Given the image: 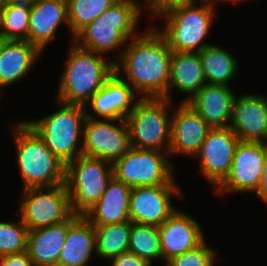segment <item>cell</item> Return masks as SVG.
I'll use <instances>...</instances> for the list:
<instances>
[{
    "mask_svg": "<svg viewBox=\"0 0 267 266\" xmlns=\"http://www.w3.org/2000/svg\"><path fill=\"white\" fill-rule=\"evenodd\" d=\"M126 45L114 60L115 73L125 72L126 82L141 98L166 99L172 51L165 38L152 27Z\"/></svg>",
    "mask_w": 267,
    "mask_h": 266,
    "instance_id": "obj_1",
    "label": "cell"
},
{
    "mask_svg": "<svg viewBox=\"0 0 267 266\" xmlns=\"http://www.w3.org/2000/svg\"><path fill=\"white\" fill-rule=\"evenodd\" d=\"M142 6L137 1L118 0L93 22L74 36V43L97 54L126 46L128 40L137 37Z\"/></svg>",
    "mask_w": 267,
    "mask_h": 266,
    "instance_id": "obj_2",
    "label": "cell"
},
{
    "mask_svg": "<svg viewBox=\"0 0 267 266\" xmlns=\"http://www.w3.org/2000/svg\"><path fill=\"white\" fill-rule=\"evenodd\" d=\"M12 131L24 189L65 183L66 164L51 152L26 121L17 122Z\"/></svg>",
    "mask_w": 267,
    "mask_h": 266,
    "instance_id": "obj_3",
    "label": "cell"
},
{
    "mask_svg": "<svg viewBox=\"0 0 267 266\" xmlns=\"http://www.w3.org/2000/svg\"><path fill=\"white\" fill-rule=\"evenodd\" d=\"M103 56L73 42L58 81L56 101L85 105L115 72L114 61L107 62Z\"/></svg>",
    "mask_w": 267,
    "mask_h": 266,
    "instance_id": "obj_4",
    "label": "cell"
},
{
    "mask_svg": "<svg viewBox=\"0 0 267 266\" xmlns=\"http://www.w3.org/2000/svg\"><path fill=\"white\" fill-rule=\"evenodd\" d=\"M197 1L174 6L159 15L166 19V26L164 30L156 29L165 38L172 52L198 53L211 45L203 41L213 22L212 16L215 13L213 5L216 1L199 0L201 3Z\"/></svg>",
    "mask_w": 267,
    "mask_h": 266,
    "instance_id": "obj_5",
    "label": "cell"
},
{
    "mask_svg": "<svg viewBox=\"0 0 267 266\" xmlns=\"http://www.w3.org/2000/svg\"><path fill=\"white\" fill-rule=\"evenodd\" d=\"M57 104L61 108L55 113L38 120H28L27 123L40 135L51 152L67 165L82 155V128L87 116L84 105L60 101Z\"/></svg>",
    "mask_w": 267,
    "mask_h": 266,
    "instance_id": "obj_6",
    "label": "cell"
},
{
    "mask_svg": "<svg viewBox=\"0 0 267 266\" xmlns=\"http://www.w3.org/2000/svg\"><path fill=\"white\" fill-rule=\"evenodd\" d=\"M171 103L165 98L139 97L126 118L131 147L169 152L171 117L168 110Z\"/></svg>",
    "mask_w": 267,
    "mask_h": 266,
    "instance_id": "obj_7",
    "label": "cell"
},
{
    "mask_svg": "<svg viewBox=\"0 0 267 266\" xmlns=\"http://www.w3.org/2000/svg\"><path fill=\"white\" fill-rule=\"evenodd\" d=\"M114 177L112 163L78 156L66 165V187L74 214L83 215L102 196Z\"/></svg>",
    "mask_w": 267,
    "mask_h": 266,
    "instance_id": "obj_8",
    "label": "cell"
},
{
    "mask_svg": "<svg viewBox=\"0 0 267 266\" xmlns=\"http://www.w3.org/2000/svg\"><path fill=\"white\" fill-rule=\"evenodd\" d=\"M169 152L131 147L113 164L114 177L133 187L177 185Z\"/></svg>",
    "mask_w": 267,
    "mask_h": 266,
    "instance_id": "obj_9",
    "label": "cell"
},
{
    "mask_svg": "<svg viewBox=\"0 0 267 266\" xmlns=\"http://www.w3.org/2000/svg\"><path fill=\"white\" fill-rule=\"evenodd\" d=\"M22 197L20 217L29 231L64 222L74 214L65 183L23 189Z\"/></svg>",
    "mask_w": 267,
    "mask_h": 266,
    "instance_id": "obj_10",
    "label": "cell"
},
{
    "mask_svg": "<svg viewBox=\"0 0 267 266\" xmlns=\"http://www.w3.org/2000/svg\"><path fill=\"white\" fill-rule=\"evenodd\" d=\"M115 121L119 123L115 125ZM83 129L82 155L103 159L113 164L131 148L126 119L87 117Z\"/></svg>",
    "mask_w": 267,
    "mask_h": 266,
    "instance_id": "obj_11",
    "label": "cell"
},
{
    "mask_svg": "<svg viewBox=\"0 0 267 266\" xmlns=\"http://www.w3.org/2000/svg\"><path fill=\"white\" fill-rule=\"evenodd\" d=\"M266 155L267 143L240 141L228 176L216 188L218 194L256 192Z\"/></svg>",
    "mask_w": 267,
    "mask_h": 266,
    "instance_id": "obj_12",
    "label": "cell"
},
{
    "mask_svg": "<svg viewBox=\"0 0 267 266\" xmlns=\"http://www.w3.org/2000/svg\"><path fill=\"white\" fill-rule=\"evenodd\" d=\"M240 139L229 128H211L195 158H199L201 175L214 187L228 176Z\"/></svg>",
    "mask_w": 267,
    "mask_h": 266,
    "instance_id": "obj_13",
    "label": "cell"
},
{
    "mask_svg": "<svg viewBox=\"0 0 267 266\" xmlns=\"http://www.w3.org/2000/svg\"><path fill=\"white\" fill-rule=\"evenodd\" d=\"M178 185L133 187L129 198V214L133 223L159 227L176 210L171 198L182 196Z\"/></svg>",
    "mask_w": 267,
    "mask_h": 266,
    "instance_id": "obj_14",
    "label": "cell"
},
{
    "mask_svg": "<svg viewBox=\"0 0 267 266\" xmlns=\"http://www.w3.org/2000/svg\"><path fill=\"white\" fill-rule=\"evenodd\" d=\"M135 94L124 77L114 72L102 88L85 103L86 116L92 119H126L139 100ZM89 107L94 113H89Z\"/></svg>",
    "mask_w": 267,
    "mask_h": 266,
    "instance_id": "obj_15",
    "label": "cell"
},
{
    "mask_svg": "<svg viewBox=\"0 0 267 266\" xmlns=\"http://www.w3.org/2000/svg\"><path fill=\"white\" fill-rule=\"evenodd\" d=\"M171 115L170 154L196 156L211 127L187 102Z\"/></svg>",
    "mask_w": 267,
    "mask_h": 266,
    "instance_id": "obj_16",
    "label": "cell"
},
{
    "mask_svg": "<svg viewBox=\"0 0 267 266\" xmlns=\"http://www.w3.org/2000/svg\"><path fill=\"white\" fill-rule=\"evenodd\" d=\"M229 128L240 141L267 143V98L251 93L236 96Z\"/></svg>",
    "mask_w": 267,
    "mask_h": 266,
    "instance_id": "obj_17",
    "label": "cell"
},
{
    "mask_svg": "<svg viewBox=\"0 0 267 266\" xmlns=\"http://www.w3.org/2000/svg\"><path fill=\"white\" fill-rule=\"evenodd\" d=\"M158 230L162 256L166 262L174 256L198 247L206 240L197 220L177 209Z\"/></svg>",
    "mask_w": 267,
    "mask_h": 266,
    "instance_id": "obj_18",
    "label": "cell"
},
{
    "mask_svg": "<svg viewBox=\"0 0 267 266\" xmlns=\"http://www.w3.org/2000/svg\"><path fill=\"white\" fill-rule=\"evenodd\" d=\"M63 23L69 27L67 0H31L27 41L42 52Z\"/></svg>",
    "mask_w": 267,
    "mask_h": 266,
    "instance_id": "obj_19",
    "label": "cell"
},
{
    "mask_svg": "<svg viewBox=\"0 0 267 266\" xmlns=\"http://www.w3.org/2000/svg\"><path fill=\"white\" fill-rule=\"evenodd\" d=\"M236 95L230 86L205 84L188 101L211 128L229 127Z\"/></svg>",
    "mask_w": 267,
    "mask_h": 266,
    "instance_id": "obj_20",
    "label": "cell"
},
{
    "mask_svg": "<svg viewBox=\"0 0 267 266\" xmlns=\"http://www.w3.org/2000/svg\"><path fill=\"white\" fill-rule=\"evenodd\" d=\"M77 216L73 214L64 222L29 231L26 252L34 266H58L68 227Z\"/></svg>",
    "mask_w": 267,
    "mask_h": 266,
    "instance_id": "obj_21",
    "label": "cell"
},
{
    "mask_svg": "<svg viewBox=\"0 0 267 266\" xmlns=\"http://www.w3.org/2000/svg\"><path fill=\"white\" fill-rule=\"evenodd\" d=\"M132 187L111 179L99 200L83 215L93 225H109L130 221L129 198Z\"/></svg>",
    "mask_w": 267,
    "mask_h": 266,
    "instance_id": "obj_22",
    "label": "cell"
},
{
    "mask_svg": "<svg viewBox=\"0 0 267 266\" xmlns=\"http://www.w3.org/2000/svg\"><path fill=\"white\" fill-rule=\"evenodd\" d=\"M40 54L41 51L26 40L4 39L0 48V88L24 79Z\"/></svg>",
    "mask_w": 267,
    "mask_h": 266,
    "instance_id": "obj_23",
    "label": "cell"
},
{
    "mask_svg": "<svg viewBox=\"0 0 267 266\" xmlns=\"http://www.w3.org/2000/svg\"><path fill=\"white\" fill-rule=\"evenodd\" d=\"M206 84L199 53L172 52L169 71V86L166 99L171 100V89L185 94L187 102L198 90Z\"/></svg>",
    "mask_w": 267,
    "mask_h": 266,
    "instance_id": "obj_24",
    "label": "cell"
},
{
    "mask_svg": "<svg viewBox=\"0 0 267 266\" xmlns=\"http://www.w3.org/2000/svg\"><path fill=\"white\" fill-rule=\"evenodd\" d=\"M93 251H96L94 225L84 215H78L68 227L58 266H86Z\"/></svg>",
    "mask_w": 267,
    "mask_h": 266,
    "instance_id": "obj_25",
    "label": "cell"
},
{
    "mask_svg": "<svg viewBox=\"0 0 267 266\" xmlns=\"http://www.w3.org/2000/svg\"><path fill=\"white\" fill-rule=\"evenodd\" d=\"M198 53L206 83L229 86L238 69L235 56L214 44L208 45Z\"/></svg>",
    "mask_w": 267,
    "mask_h": 266,
    "instance_id": "obj_26",
    "label": "cell"
},
{
    "mask_svg": "<svg viewBox=\"0 0 267 266\" xmlns=\"http://www.w3.org/2000/svg\"><path fill=\"white\" fill-rule=\"evenodd\" d=\"M132 221L94 225L96 254L109 261L128 250Z\"/></svg>",
    "mask_w": 267,
    "mask_h": 266,
    "instance_id": "obj_27",
    "label": "cell"
},
{
    "mask_svg": "<svg viewBox=\"0 0 267 266\" xmlns=\"http://www.w3.org/2000/svg\"><path fill=\"white\" fill-rule=\"evenodd\" d=\"M31 1L10 0L3 5V34L5 40H26L29 29Z\"/></svg>",
    "mask_w": 267,
    "mask_h": 266,
    "instance_id": "obj_28",
    "label": "cell"
},
{
    "mask_svg": "<svg viewBox=\"0 0 267 266\" xmlns=\"http://www.w3.org/2000/svg\"><path fill=\"white\" fill-rule=\"evenodd\" d=\"M128 250L150 264L152 260L163 259L158 227L132 222Z\"/></svg>",
    "mask_w": 267,
    "mask_h": 266,
    "instance_id": "obj_29",
    "label": "cell"
},
{
    "mask_svg": "<svg viewBox=\"0 0 267 266\" xmlns=\"http://www.w3.org/2000/svg\"><path fill=\"white\" fill-rule=\"evenodd\" d=\"M118 0H67L69 31L74 36Z\"/></svg>",
    "mask_w": 267,
    "mask_h": 266,
    "instance_id": "obj_30",
    "label": "cell"
},
{
    "mask_svg": "<svg viewBox=\"0 0 267 266\" xmlns=\"http://www.w3.org/2000/svg\"><path fill=\"white\" fill-rule=\"evenodd\" d=\"M29 230L22 219L18 222H0V256L25 252Z\"/></svg>",
    "mask_w": 267,
    "mask_h": 266,
    "instance_id": "obj_31",
    "label": "cell"
},
{
    "mask_svg": "<svg viewBox=\"0 0 267 266\" xmlns=\"http://www.w3.org/2000/svg\"><path fill=\"white\" fill-rule=\"evenodd\" d=\"M216 258L217 252L205 240L198 247L174 256L165 263L167 266H214Z\"/></svg>",
    "mask_w": 267,
    "mask_h": 266,
    "instance_id": "obj_32",
    "label": "cell"
},
{
    "mask_svg": "<svg viewBox=\"0 0 267 266\" xmlns=\"http://www.w3.org/2000/svg\"><path fill=\"white\" fill-rule=\"evenodd\" d=\"M195 0H147L144 4L149 9L148 11L155 17H159L160 14L167 11L168 9L193 2Z\"/></svg>",
    "mask_w": 267,
    "mask_h": 266,
    "instance_id": "obj_33",
    "label": "cell"
},
{
    "mask_svg": "<svg viewBox=\"0 0 267 266\" xmlns=\"http://www.w3.org/2000/svg\"><path fill=\"white\" fill-rule=\"evenodd\" d=\"M111 266H151L146 259L140 258L132 251L127 250L122 252L115 258L111 259Z\"/></svg>",
    "mask_w": 267,
    "mask_h": 266,
    "instance_id": "obj_34",
    "label": "cell"
},
{
    "mask_svg": "<svg viewBox=\"0 0 267 266\" xmlns=\"http://www.w3.org/2000/svg\"><path fill=\"white\" fill-rule=\"evenodd\" d=\"M0 266H34L27 252L0 256Z\"/></svg>",
    "mask_w": 267,
    "mask_h": 266,
    "instance_id": "obj_35",
    "label": "cell"
},
{
    "mask_svg": "<svg viewBox=\"0 0 267 266\" xmlns=\"http://www.w3.org/2000/svg\"><path fill=\"white\" fill-rule=\"evenodd\" d=\"M255 193L256 196L264 201L265 204L267 203V155L262 170V177L260 178L258 188Z\"/></svg>",
    "mask_w": 267,
    "mask_h": 266,
    "instance_id": "obj_36",
    "label": "cell"
},
{
    "mask_svg": "<svg viewBox=\"0 0 267 266\" xmlns=\"http://www.w3.org/2000/svg\"><path fill=\"white\" fill-rule=\"evenodd\" d=\"M0 39H4V34H3V5H0Z\"/></svg>",
    "mask_w": 267,
    "mask_h": 266,
    "instance_id": "obj_37",
    "label": "cell"
},
{
    "mask_svg": "<svg viewBox=\"0 0 267 266\" xmlns=\"http://www.w3.org/2000/svg\"><path fill=\"white\" fill-rule=\"evenodd\" d=\"M219 2H225V3H227V2H231V3H237V2H246V1H248V0H218Z\"/></svg>",
    "mask_w": 267,
    "mask_h": 266,
    "instance_id": "obj_38",
    "label": "cell"
},
{
    "mask_svg": "<svg viewBox=\"0 0 267 266\" xmlns=\"http://www.w3.org/2000/svg\"><path fill=\"white\" fill-rule=\"evenodd\" d=\"M8 1H10V0H0V5H4V4H6Z\"/></svg>",
    "mask_w": 267,
    "mask_h": 266,
    "instance_id": "obj_39",
    "label": "cell"
},
{
    "mask_svg": "<svg viewBox=\"0 0 267 266\" xmlns=\"http://www.w3.org/2000/svg\"><path fill=\"white\" fill-rule=\"evenodd\" d=\"M3 40H4V39H0V48H1V44H2Z\"/></svg>",
    "mask_w": 267,
    "mask_h": 266,
    "instance_id": "obj_40",
    "label": "cell"
}]
</instances>
